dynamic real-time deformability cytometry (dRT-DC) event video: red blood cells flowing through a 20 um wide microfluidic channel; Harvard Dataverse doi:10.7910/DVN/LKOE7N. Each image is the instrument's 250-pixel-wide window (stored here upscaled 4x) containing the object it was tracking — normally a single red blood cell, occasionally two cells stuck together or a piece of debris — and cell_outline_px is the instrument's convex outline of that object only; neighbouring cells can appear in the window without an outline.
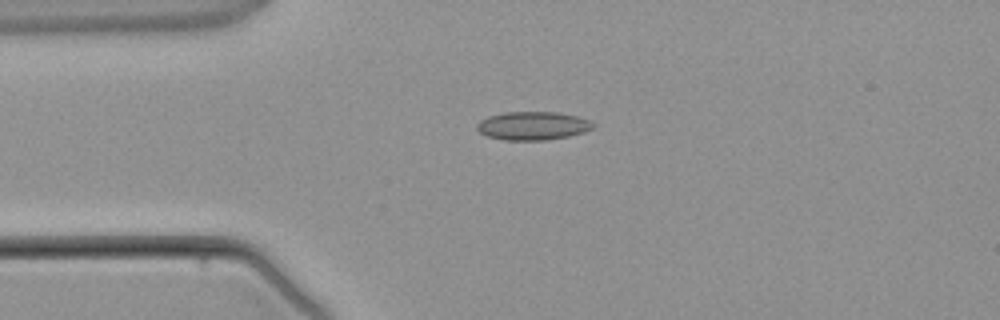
{"species": "common noctule bat (a hibernating species)", "species_latin": "Nyctalus noctula", "temperature_condition": "warm", "stored_images_in_passage": 3, "camera_frame_rate_fps": 3000, "um_per_image_px": 0.085, "animal": {"sex": "male", "body_mass_g": 21.5, "forearm_length_mm": 52.0}, "frame": {"image": 1, "passage_image": 2, "time_ms": 2.0, "image_size_px": [1000, 320], "cell_outline_px": [[596, 124], [592, 128], [584, 132], [568, 136], [544, 140], [504, 140], [488, 136], [480, 132], [476, 128], [476, 124], [480, 120], [488, 116], [504, 112], [556, 112], [576, 116], [588, 120]], "centroid_in_image_um": [45.26, 10.69], "position_along_channel_um": 39.7, "area_um2": 19.13}}